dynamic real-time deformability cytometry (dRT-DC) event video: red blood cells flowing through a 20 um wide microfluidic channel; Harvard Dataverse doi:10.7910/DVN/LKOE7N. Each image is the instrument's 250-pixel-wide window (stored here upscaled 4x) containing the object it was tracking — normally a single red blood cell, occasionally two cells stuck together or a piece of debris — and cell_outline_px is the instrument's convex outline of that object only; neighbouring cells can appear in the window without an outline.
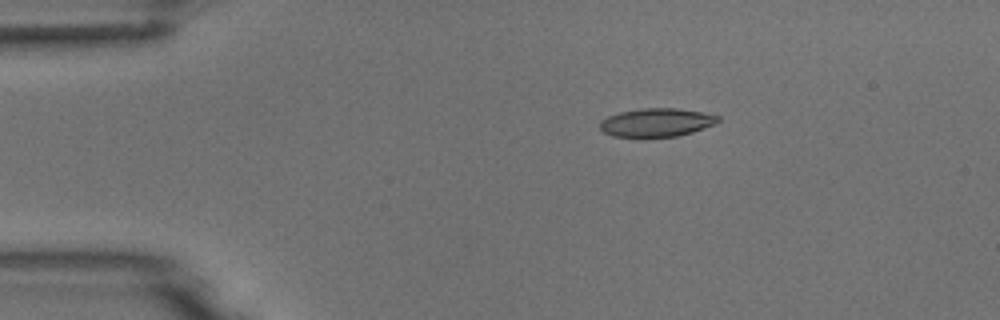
{"species": "common noctule bat (a hibernating species)", "species_latin": "Nyctalus noctula", "temperature_condition": "room temperature", "stored_images_in_passage": 8, "camera_frame_rate_fps": 3000, "um_per_image_px": 0.085, "animal": {"sex": "male", "body_mass_g": 18.8}, "frame": {"image": 1, "passage_image": 2, "time_ms": 1.0, "image_size_px": [1000, 320], "cell_outline_px": [[720, 120], [716, 124], [692, 132], [676, 136], [644, 140], [612, 136], [604, 132], [600, 128], [600, 120], [608, 116], [620, 112], [640, 108], [676, 108], [704, 112], [720, 116]], "centroid_in_image_um": [55.78, 10.45], "position_along_channel_um": 29.2, "area_um2": 20.4}}
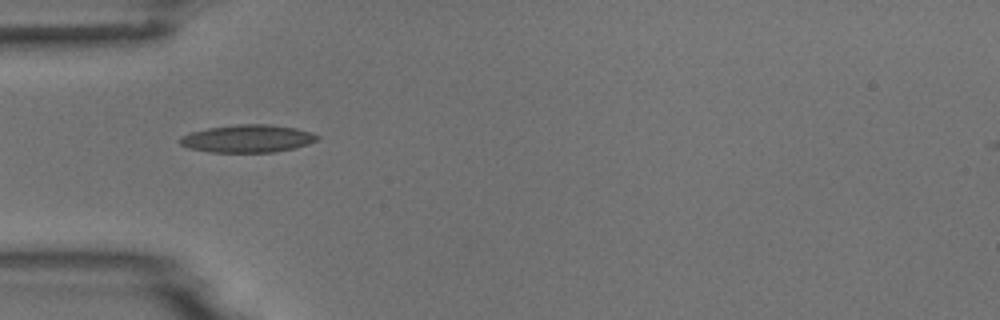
{"frame": {"image": 2, "passage_image": 4, "time_ms": 3.333, "image_size_px": [1000, 320], "cell_outline_px": [[320, 136], [316, 140], [308, 144], [296, 148], [272, 152], [212, 152], [188, 148], [180, 144], [180, 136], [192, 132], [208, 128], [236, 124], [268, 124], [296, 128], [312, 132]], "centroid_in_image_um": [21.06, 11.78], "position_along_channel_um": 63.9, "area_um2": 22.14}}